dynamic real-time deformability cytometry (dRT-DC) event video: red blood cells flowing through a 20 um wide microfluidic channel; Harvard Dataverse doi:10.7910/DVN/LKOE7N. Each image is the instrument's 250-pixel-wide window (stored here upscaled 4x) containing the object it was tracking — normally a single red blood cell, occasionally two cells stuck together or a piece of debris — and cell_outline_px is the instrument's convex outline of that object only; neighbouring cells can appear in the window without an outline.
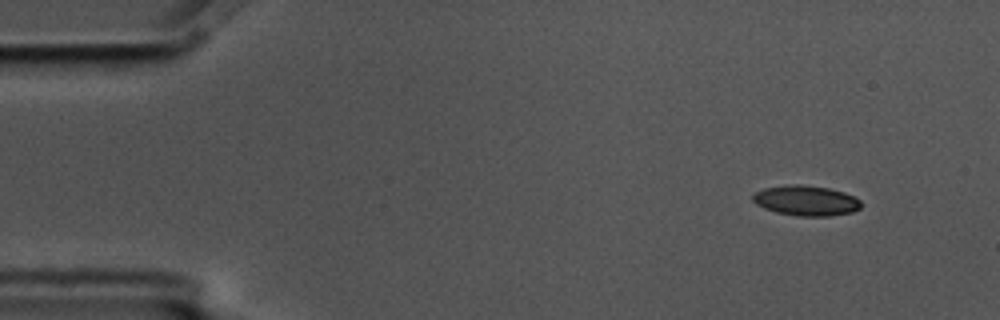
{"species": "common noctule bat (a hibernating species)", "species_latin": "Nyctalus noctula", "temperature_condition": "cold", "stored_images_in_passage": 5, "camera_frame_rate_fps": 3000, "um_per_image_px": 0.085, "animal": {"sex": "male", "body_mass_g": 17.5, "forearm_length_mm": 52.3}, "frame": {"image": 1, "passage_image": 1, "time_ms": 0.0, "image_size_px": [1000, 320], "cell_outline_px": [[860, 208], [852, 212], [828, 216], [800, 216], [776, 212], [764, 208], [756, 204], [752, 200], [752, 196], [756, 192], [764, 188], [788, 184], [800, 184], [828, 188], [844, 192], [860, 200]], "centroid_in_image_um": [68.49, 17.04], "position_along_channel_um": 16.5, "area_um2": 18.96}}
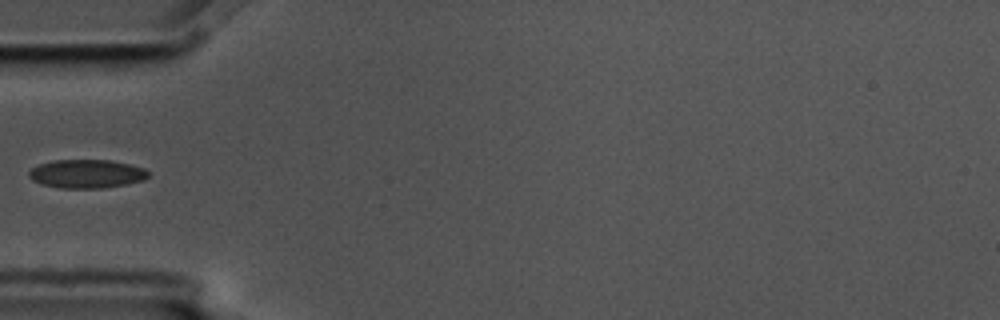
{"frame": {"image": 2, "passage_image": 4, "time_ms": 1.0, "image_size_px": [1000, 320], "cell_outline_px": [[148, 176], [144, 180], [124, 184], [100, 188], [60, 188], [40, 184], [32, 180], [28, 176], [28, 172], [32, 168], [40, 164], [52, 160], [108, 160], [128, 164], [144, 168], [148, 172]], "centroid_in_image_um": [7.32, 14.77], "position_along_channel_um": 77.7, "area_um2": 19.77}}